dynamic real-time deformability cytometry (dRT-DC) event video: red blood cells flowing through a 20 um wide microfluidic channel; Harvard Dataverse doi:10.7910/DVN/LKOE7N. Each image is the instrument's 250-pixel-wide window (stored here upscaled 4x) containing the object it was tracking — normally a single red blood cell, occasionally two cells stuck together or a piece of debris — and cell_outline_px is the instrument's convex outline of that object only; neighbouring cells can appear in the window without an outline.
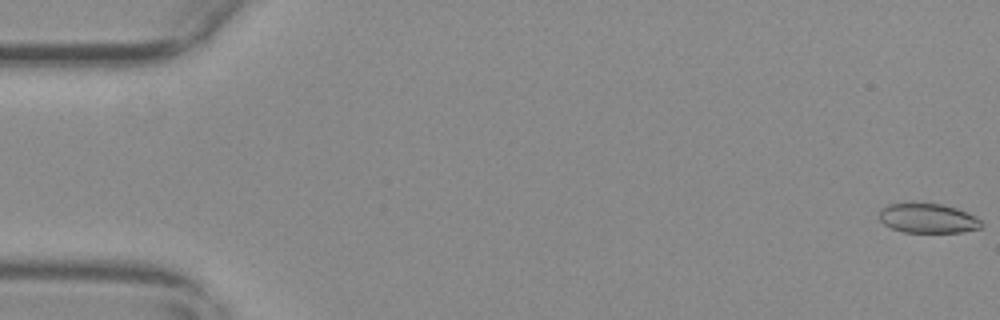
{"species": "common noctule bat (a hibernating species)", "species_latin": "Nyctalus noctula", "temperature_condition": "warm", "stored_images_in_passage": 53, "camera_frame_rate_fps": 3000, "um_per_image_px": 0.085, "animal": {"sex": "female", "body_mass_g": 29.2, "forearm_length_mm": 56.3}, "frame": {"image": 1, "passage_image": 1, "time_ms": 0.0, "image_size_px": [1000, 320], "cell_outline_px": [[984, 224], [980, 228], [964, 232], [904, 232], [892, 228], [884, 224], [880, 220], [880, 212], [888, 204], [920, 200], [940, 204], [956, 208], [976, 216]], "centroid_in_image_um": [78.87, 18.52], "position_along_channel_um": 6.1, "area_um2": 18.03}}
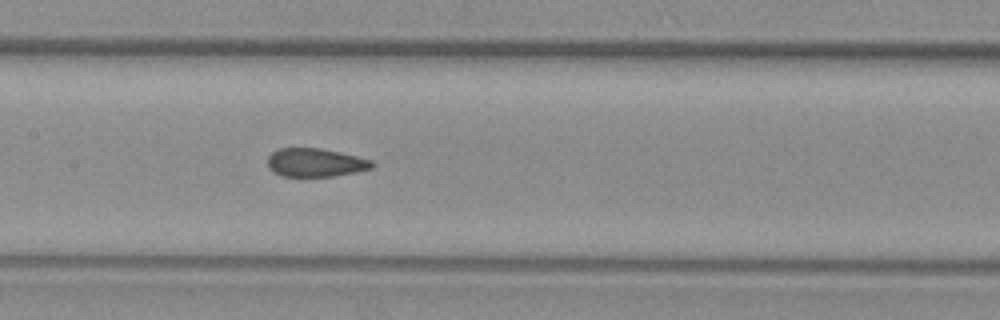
{"frame": {"image": 2, "passage_image": 28, "time_ms": 9.0, "image_size_px": [1000, 320], "cell_outline_px": [[376, 164], [372, 168], [356, 172], [336, 176], [280, 176], [272, 172], [268, 168], [268, 156], [272, 152], [280, 148], [320, 148], [340, 152], [372, 160]], "centroid_in_image_um": [26.81, 13.82], "position_along_channel_um": 180.6, "area_um2": 17.46}}
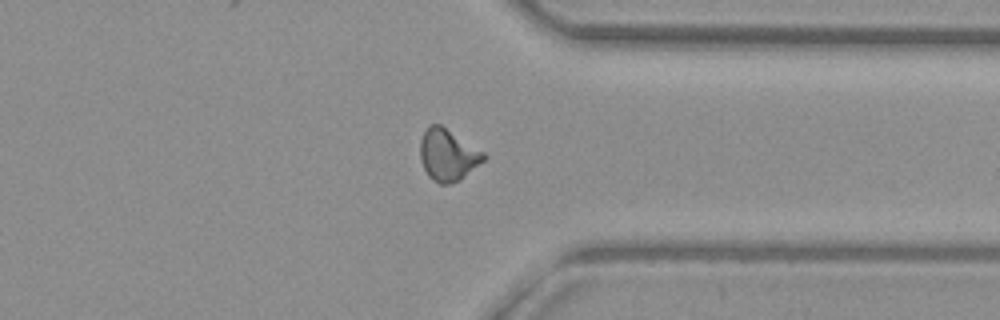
{"frame": {"image": 3, "passage_image": 44, "time_ms": 14.333, "image_size_px": [1000, 320], "cell_outline_px": [[488, 156], [484, 160], [460, 180], [448, 184], [440, 184], [432, 180], [428, 176], [420, 160], [420, 140], [428, 124], [440, 124], [484, 152]], "centroid_in_image_um": [38.05, 13.17], "position_along_channel_um": 373.4, "area_um2": 19.13}, "authors_computed_cell_mechanics": {"area_um2": 18.4382, "velocity_mm_per_s": 3.6802, "shape_relaxation_time_tau1_ms": null, "shape_relaxation_time_tau2_ms": 0.7405, "deformation_change_tau1": null, "deformation_change_tau2": 0.0493}}